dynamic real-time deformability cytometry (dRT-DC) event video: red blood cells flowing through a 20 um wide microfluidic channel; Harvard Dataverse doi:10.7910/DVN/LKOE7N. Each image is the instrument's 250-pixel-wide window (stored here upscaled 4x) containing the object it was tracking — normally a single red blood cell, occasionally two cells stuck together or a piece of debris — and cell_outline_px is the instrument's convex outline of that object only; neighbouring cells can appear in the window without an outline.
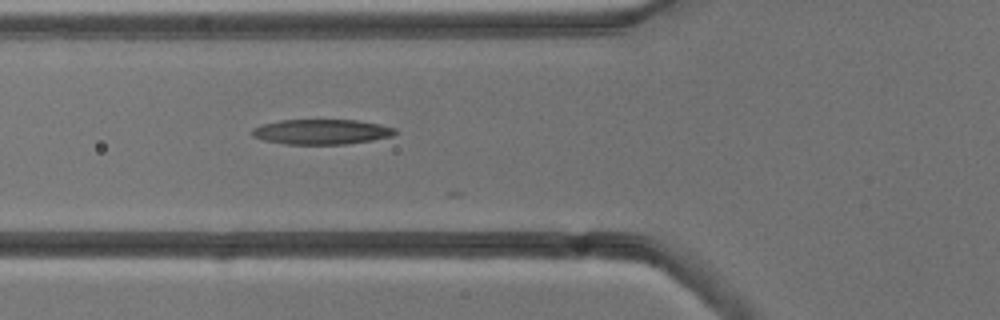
{"species": "common noctule bat (a hibernating species)", "species_latin": "Nyctalus noctula", "temperature_condition": "cold", "stored_images_in_passage": 2, "camera_frame_rate_fps": 3000, "um_per_image_px": 0.085, "animal": {"sex": "male", "body_mass_g": 13.3}, "frame": {"image": 1, "passage_image": 2, "time_ms": 1.0, "image_size_px": [1000, 320], "cell_outline_px": [[396, 132], [392, 136], [372, 140], [348, 144], [284, 144], [264, 140], [252, 136], [252, 128], [260, 124], [280, 120], [360, 120], [380, 124], [396, 128]], "centroid_in_image_um": [27.32, 11.2], "position_along_channel_um": 98.5, "area_um2": 21.04}}